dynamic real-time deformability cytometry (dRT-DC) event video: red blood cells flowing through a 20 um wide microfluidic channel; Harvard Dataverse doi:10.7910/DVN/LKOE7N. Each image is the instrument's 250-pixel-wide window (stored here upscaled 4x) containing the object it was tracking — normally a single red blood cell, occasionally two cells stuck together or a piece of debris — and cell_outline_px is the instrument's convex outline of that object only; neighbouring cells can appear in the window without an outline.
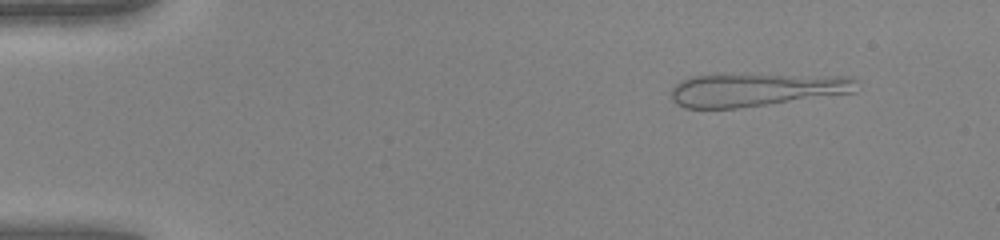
{"species": "human", "species_latin": "Homo sapiens", "temperature_condition": "warm", "stored_images_in_passage": 47, "camera_frame_rate_fps": 3000, "um_per_image_px": 0.085, "donor": {"sex": "female"}, "frame": {"image": 1, "passage_image": 5, "time_ms": 1.333, "image_size_px": [1000, 240], "cell_outline_px": [[860, 80], [856, 92], [736, 108], [684, 108], [676, 104], [672, 100], [672, 88], [680, 80], [692, 76], [852, 76]], "centroid_in_image_um": [64.3, 7.65], "position_along_channel_um": 20.7, "area_um2": 34.85}}
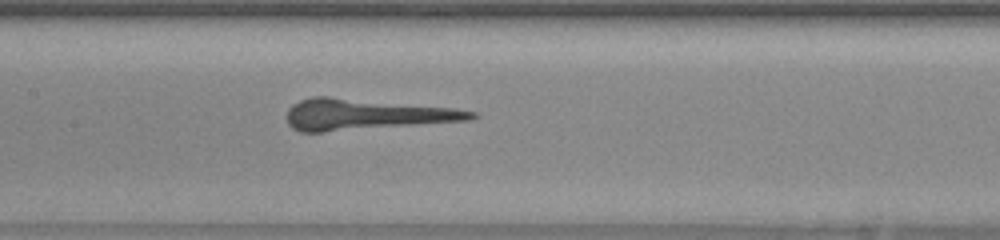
{"frame": {"image": 2, "passage_image": 23, "time_ms": 7.333, "image_size_px": [1000, 240], "cell_outline_px": [[480, 116], [468, 120], [324, 132], [300, 132], [292, 128], [288, 124], [288, 108], [292, 104], [300, 100], [312, 96], [328, 96], [456, 108], [476, 112]], "centroid_in_image_um": [31.07, 9.72], "position_along_channel_um": 176.3, "area_um2": 33.29}}
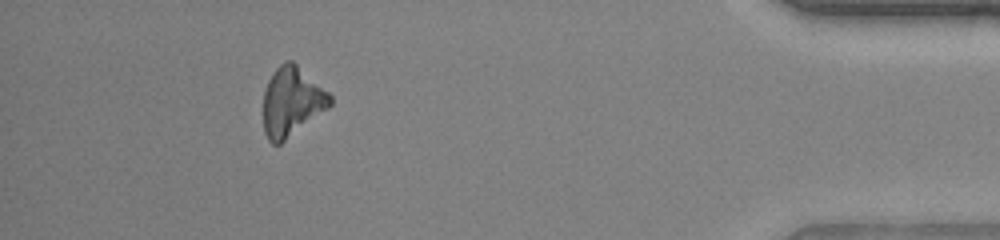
{"frame": {"image": 3, "passage_image": 43, "time_ms": 14.0, "image_size_px": [1000, 240], "cell_outline_px": [[332, 104], [328, 108], [280, 144], [272, 144], [268, 140], [264, 132], [264, 92], [268, 80], [272, 72], [284, 60], [292, 60], [328, 92], [332, 96]], "centroid_in_image_um": [24.79, 8.63], "position_along_channel_um": 410.4, "area_um2": 26.76}}